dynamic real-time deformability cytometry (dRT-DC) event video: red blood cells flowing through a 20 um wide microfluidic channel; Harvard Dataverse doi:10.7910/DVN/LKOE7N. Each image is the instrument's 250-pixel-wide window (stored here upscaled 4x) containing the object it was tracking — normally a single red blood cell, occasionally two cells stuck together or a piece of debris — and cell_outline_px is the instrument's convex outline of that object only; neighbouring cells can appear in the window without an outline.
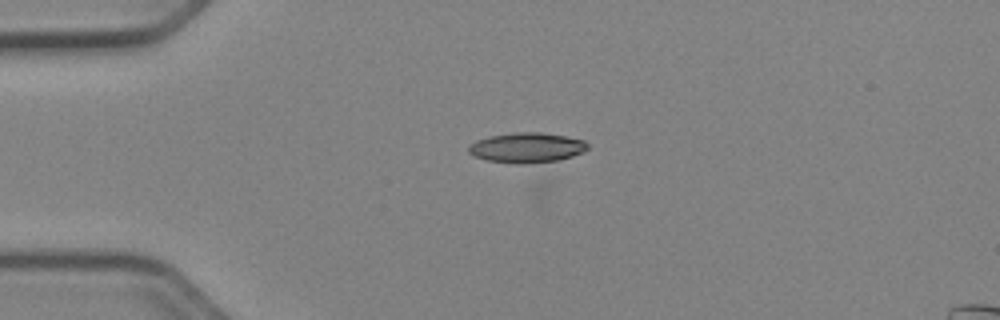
{"species": "Egyptian fruit bat (a non-hibernating species)", "species_latin": "Rousettus aegyptiacus", "temperature_condition": "cold", "stored_images_in_passage": 10, "camera_frame_rate_fps": 3000, "um_per_image_px": 0.085, "animal": {"sex": "female"}, "frame": {"image": 1, "passage_image": 2, "time_ms": 0.333, "image_size_px": [1000, 320], "cell_outline_px": [[588, 148], [584, 152], [560, 160], [520, 164], [488, 160], [476, 156], [468, 152], [468, 144], [476, 140], [488, 136], [512, 132], [540, 132], [564, 136], [584, 140], [588, 144]], "centroid_in_image_um": [44.77, 12.54], "position_along_channel_um": 40.2, "area_um2": 20.87}}